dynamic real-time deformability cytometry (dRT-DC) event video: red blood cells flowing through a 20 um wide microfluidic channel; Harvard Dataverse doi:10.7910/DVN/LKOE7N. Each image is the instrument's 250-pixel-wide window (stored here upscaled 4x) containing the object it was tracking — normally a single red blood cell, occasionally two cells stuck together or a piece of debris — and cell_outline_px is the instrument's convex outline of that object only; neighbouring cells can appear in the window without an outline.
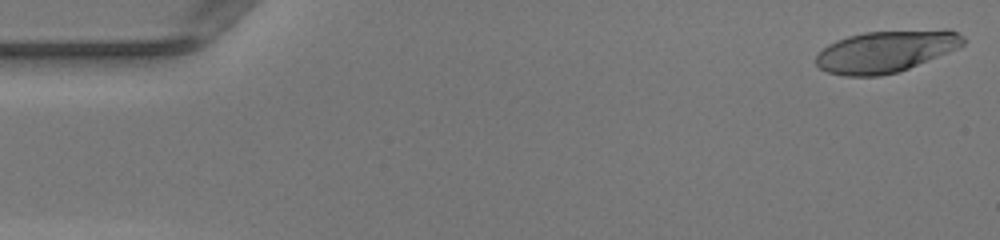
{"species": "human", "species_latin": "Homo sapiens", "temperature_condition": "warm", "stored_images_in_passage": 49, "camera_frame_rate_fps": 3000, "um_per_image_px": 0.085, "donor": {"sex": "female"}, "frame": {"image": 1, "passage_image": 1, "time_ms": 0.0, "image_size_px": [1000, 240], "cell_outline_px": [[964, 44], [948, 52], [908, 68], [896, 72], [880, 76], [844, 76], [828, 72], [820, 68], [816, 64], [816, 56], [828, 44], [836, 40], [848, 36], [864, 32], [948, 28], [964, 36]], "centroid_in_image_um": [75.3, 4.35], "position_along_channel_um": 9.7, "area_um2": 35.89}}
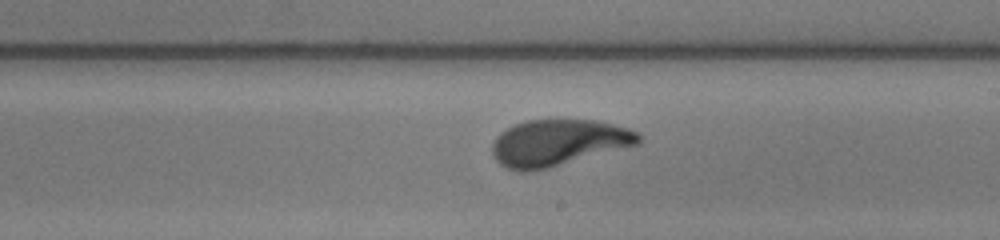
{"frame": {"image": 2, "passage_image": 28, "time_ms": 9.0, "image_size_px": [1000, 240], "cell_outline_px": [[640, 140], [636, 144], [548, 168], [532, 172], [520, 172], [508, 168], [500, 164], [492, 156], [492, 140], [500, 132], [512, 124], [528, 120], [600, 120], [628, 128], [636, 132], [640, 136]], "centroid_in_image_um": [47.37, 12.12], "position_along_channel_um": 241.6, "area_um2": 39.48}}
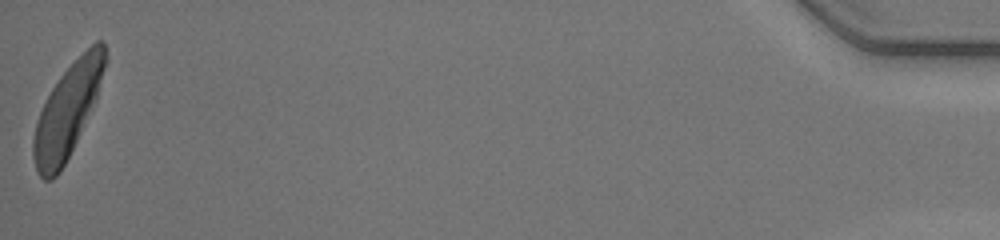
{"frame": {"image": 3, "passage_image": 49, "time_ms": 16.0, "image_size_px": [1000, 240], "cell_outline_px": [[108, 60], [96, 100], [60, 172], [52, 180], [44, 180], [36, 172], [32, 156], [32, 140], [36, 124], [40, 112], [52, 88], [60, 76], [96, 40], [104, 40], [108, 56]], "centroid_in_image_um": [5.75, 9.4], "position_along_channel_um": 429.4, "area_um2": 38.38}, "authors_computed_cell_mechanics": {"area_um2": 38.5526, "velocity_mm_per_s": 4.1573, "shape_relaxation_time_tau1_ms": 2.8872, "shape_relaxation_time_tau2_ms": 0.8457, "deformation_change_tau1": 0.1934, "deformation_change_tau2": 0.0782}}